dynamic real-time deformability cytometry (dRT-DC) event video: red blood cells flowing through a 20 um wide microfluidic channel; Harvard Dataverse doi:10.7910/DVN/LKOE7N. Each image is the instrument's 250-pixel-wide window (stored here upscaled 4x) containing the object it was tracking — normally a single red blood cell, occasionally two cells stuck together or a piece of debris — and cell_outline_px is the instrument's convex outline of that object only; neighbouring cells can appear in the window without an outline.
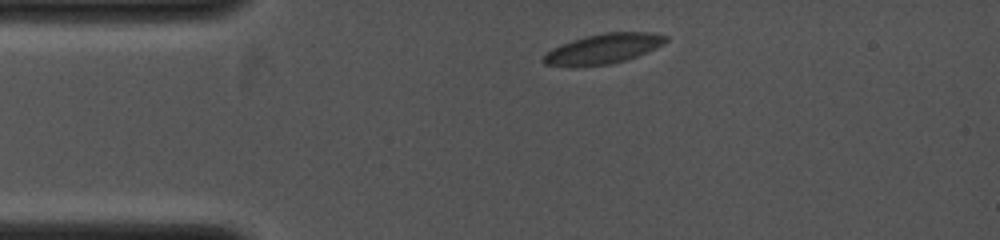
{"species": "common noctule bat (a hibernating species)", "species_latin": "Nyctalus noctula", "temperature_condition": "cold", "stored_images_in_passage": 5, "camera_frame_rate_fps": 4000, "um_per_image_px": 0.085, "animal": {"sex": "female", "body_mass_g": 19.0, "forearm_length_mm": 53.3}, "frame": {"image": 1, "passage_image": 1, "time_ms": 0.0, "image_size_px": [1000, 240], "cell_outline_px": [[668, 40], [664, 44], [656, 48], [636, 56], [612, 64], [576, 68], [572, 68], [544, 64], [540, 60], [552, 48], [560, 44], [584, 36], [604, 32], [652, 32], [668, 36]], "centroid_in_image_um": [51.24, 4.16], "position_along_channel_um": 33.8, "area_um2": 21.85}}
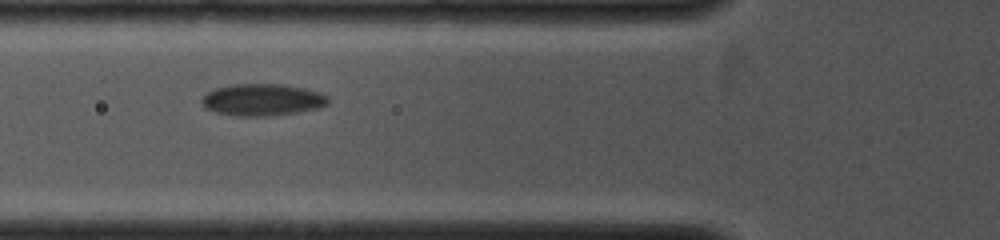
{"frame": {"image": 2, "passage_image": 4, "time_ms": 2.25, "image_size_px": [1000, 240], "cell_outline_px": [[328, 104], [320, 108], [272, 116], [236, 116], [216, 112], [204, 108], [200, 100], [208, 92], [216, 88], [236, 84], [284, 84], [304, 88], [320, 92], [328, 96]], "centroid_in_image_um": [22.32, 8.48], "position_along_channel_um": 103.5, "area_um2": 23.58}}
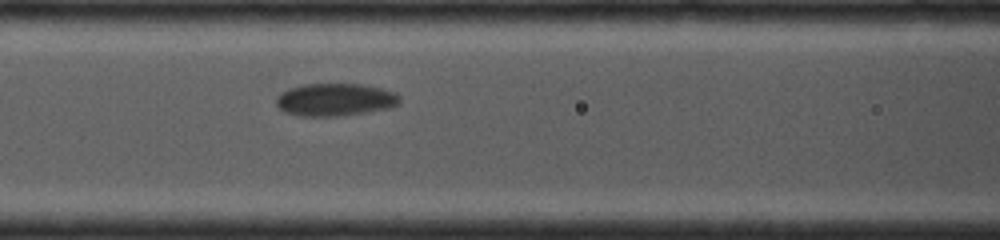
{"frame": {"image": 3, "passage_image": 5, "time_ms": 3.0, "image_size_px": [1000, 240], "cell_outline_px": [[400, 100], [396, 104], [388, 108], [364, 112], [336, 116], [300, 116], [284, 112], [276, 104], [276, 100], [284, 92], [292, 88], [308, 84], [360, 84], [380, 88], [392, 92], [400, 96]], "centroid_in_image_um": [28.48, 8.48], "position_along_channel_um": 138.1, "area_um2": 22.89}}